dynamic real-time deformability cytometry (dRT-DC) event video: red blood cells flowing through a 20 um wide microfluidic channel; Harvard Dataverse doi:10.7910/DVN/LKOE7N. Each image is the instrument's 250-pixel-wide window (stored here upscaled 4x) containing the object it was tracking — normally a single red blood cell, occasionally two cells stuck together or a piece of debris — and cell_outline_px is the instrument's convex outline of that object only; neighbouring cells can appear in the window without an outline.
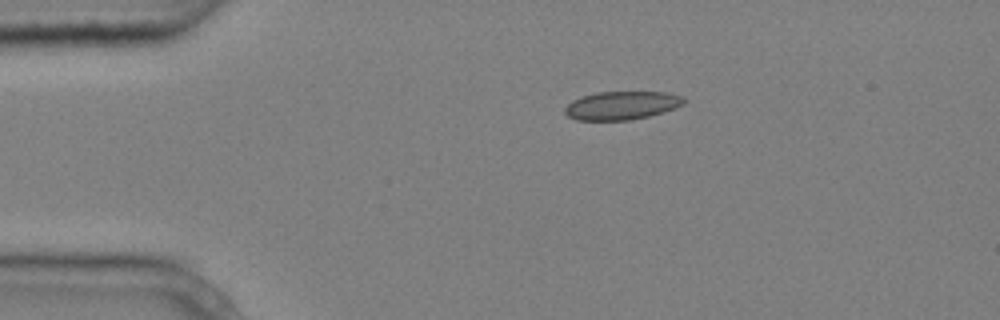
{"species": "common noctule bat (a hibernating species)", "species_latin": "Nyctalus noctula", "temperature_condition": "cold", "stored_images_in_passage": 2, "camera_frame_rate_fps": 3000, "um_per_image_px": 0.085, "animal": {"sex": "male", "body_mass_g": 20.4}, "frame": {"image": 1, "passage_image": 1, "time_ms": 0.0, "image_size_px": [1000, 320], "cell_outline_px": [[684, 104], [676, 108], [664, 112], [648, 116], [628, 120], [576, 120], [568, 116], [564, 112], [564, 108], [572, 100], [580, 96], [596, 92], [668, 92], [684, 96]], "centroid_in_image_um": [52.85, 8.95], "position_along_channel_um": 32.2, "area_um2": 19.83}}